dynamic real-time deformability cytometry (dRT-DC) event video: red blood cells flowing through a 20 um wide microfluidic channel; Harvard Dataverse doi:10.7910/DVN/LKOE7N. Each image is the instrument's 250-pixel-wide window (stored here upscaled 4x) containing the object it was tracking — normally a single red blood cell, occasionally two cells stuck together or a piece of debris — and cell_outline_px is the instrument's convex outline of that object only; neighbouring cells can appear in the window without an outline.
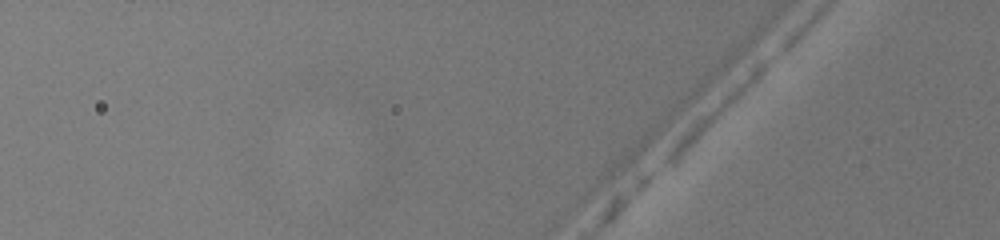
{"species": "common noctule bat (a hibernating species)", "species_latin": "Nyctalus noctula", "temperature_condition": "warm", "stored_images_in_passage": 2, "camera_frame_rate_fps": 3000, "um_per_image_px": 0.085, "animal": {"sex": "female", "body_mass_g": 19.5, "forearm_length_mm": 54.1}, "frame": {"image": 1, "passage_image": 2, "time_ms": 0.333, "image_size_px": [1000, 240], "cell_outline_px": [[772, 60], [736, 96], [668, 160], [660, 164], [660, 160], [676, 136], [696, 116], [756, 60], [764, 56], [772, 56]], "centroid_in_image_um": [60.84, 9.06], "position_along_channel_um": 65.0, "area_um2": 12.48}}